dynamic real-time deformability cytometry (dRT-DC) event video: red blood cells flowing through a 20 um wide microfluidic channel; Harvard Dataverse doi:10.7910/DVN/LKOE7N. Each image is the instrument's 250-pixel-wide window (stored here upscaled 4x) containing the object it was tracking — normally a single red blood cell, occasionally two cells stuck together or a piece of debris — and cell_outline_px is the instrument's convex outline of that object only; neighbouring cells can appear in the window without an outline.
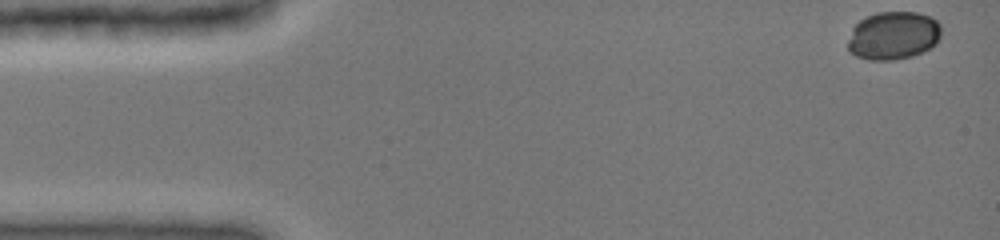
{"species": "common noctule bat (a hibernating species)", "species_latin": "Nyctalus noctula", "temperature_condition": "cold", "stored_images_in_passage": 44, "camera_frame_rate_fps": 3000, "um_per_image_px": 0.085, "animal": {"sex": "female", "body_mass_g": 19.0, "forearm_length_mm": 51.5}, "frame": {"image": 1, "passage_image": 1, "time_ms": 0.0, "image_size_px": [1000, 240], "cell_outline_px": [[940, 36], [936, 44], [932, 48], [924, 52], [912, 56], [892, 60], [868, 60], [856, 56], [848, 52], [848, 40], [852, 28], [860, 20], [876, 12], [916, 12], [928, 16], [936, 20], [940, 24]], "centroid_in_image_um": [75.92, 3.04], "position_along_channel_um": 9.1, "area_um2": 26.41}}
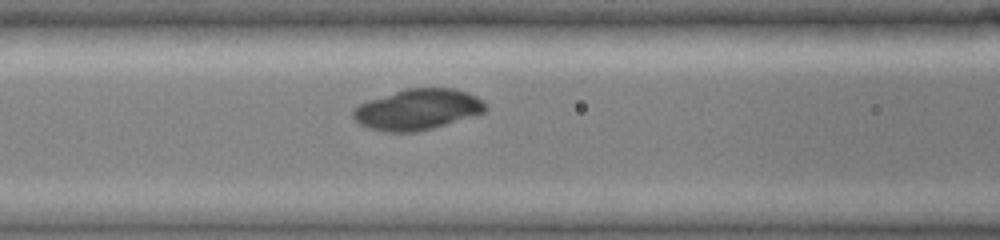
{"frame": {"image": 2, "passage_image": 19, "time_ms": 6.0, "image_size_px": [1000, 240], "cell_outline_px": [[488, 108], [484, 112], [472, 116], [420, 132], [384, 132], [368, 128], [360, 124], [352, 116], [352, 108], [368, 100], [404, 88], [452, 88], [468, 92], [484, 100]], "centroid_in_image_um": [35.48, 9.3], "position_along_channel_um": 131.1, "area_um2": 31.73}}
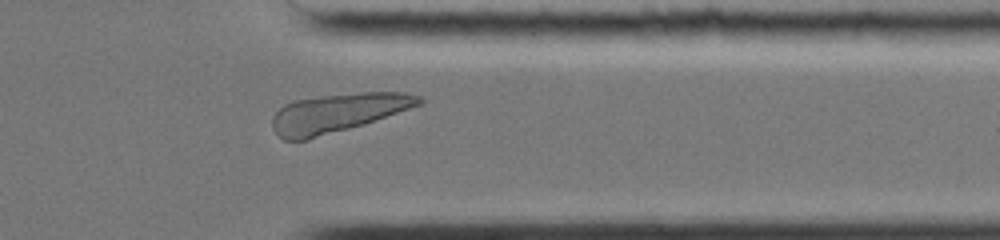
{"frame": {"image": 3, "passage_image": 38, "time_ms": 12.333, "image_size_px": [1000, 240], "cell_outline_px": [[424, 100], [420, 104], [364, 124], [308, 140], [284, 140], [272, 128], [272, 116], [284, 104], [292, 100], [324, 96], [360, 92], [404, 92], [420, 96]], "centroid_in_image_um": [28.66, 9.6], "position_along_channel_um": 382.7, "area_um2": 32.89}}